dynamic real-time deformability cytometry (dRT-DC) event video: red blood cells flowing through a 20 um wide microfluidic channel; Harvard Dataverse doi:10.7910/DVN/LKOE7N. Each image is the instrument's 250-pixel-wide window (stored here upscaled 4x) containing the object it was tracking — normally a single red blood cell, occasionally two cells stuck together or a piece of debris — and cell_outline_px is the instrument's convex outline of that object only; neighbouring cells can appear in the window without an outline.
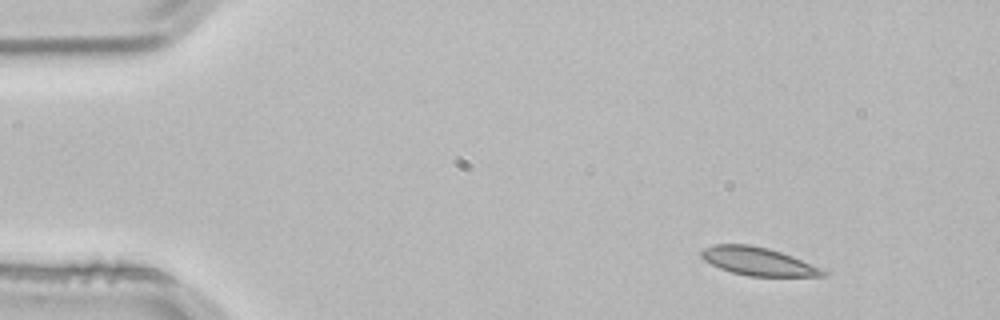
{"species": "common noctule bat (a hibernating species)", "species_latin": "Nyctalus noctula", "temperature_condition": "room temperature", "stored_images_in_passage": 3, "camera_frame_rate_fps": 3000, "um_per_image_px": 0.085, "animal": {"sex": "male", "body_mass_g": 21.5, "forearm_length_mm": 52.0}, "frame": {"image": 1, "passage_image": 1, "time_ms": 0.0, "image_size_px": [1000, 320], "cell_outline_px": [[828, 272], [824, 276], [748, 276], [732, 272], [720, 268], [704, 260], [700, 256], [700, 252], [704, 248], [712, 244], [748, 244], [768, 248], [792, 256], [820, 268]], "centroid_in_image_um": [64.39, 22.21], "position_along_channel_um": 20.6, "area_um2": 19.77}}
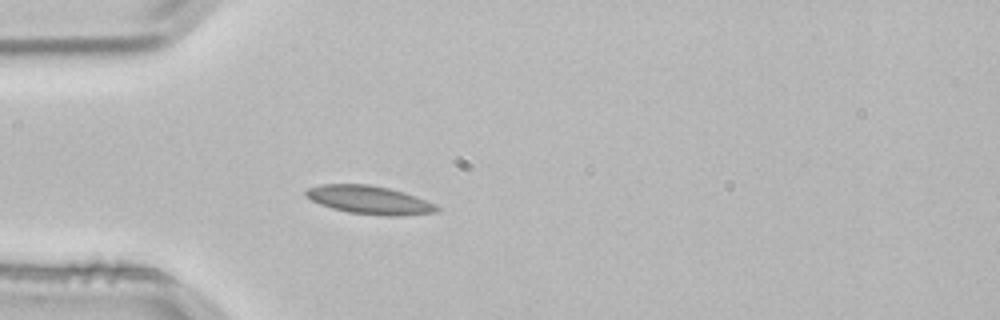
{"frame": {"image": 2, "passage_image": 3, "time_ms": 0.667, "image_size_px": [1000, 320], "cell_outline_px": [[440, 208], [436, 212], [400, 216], [380, 216], [348, 212], [332, 208], [320, 204], [304, 196], [304, 192], [308, 188], [320, 184], [368, 184], [388, 188], [404, 192], [416, 196], [436, 204]], "centroid_in_image_um": [31.4, 17.0], "position_along_channel_um": 53.6, "area_um2": 21.73}}